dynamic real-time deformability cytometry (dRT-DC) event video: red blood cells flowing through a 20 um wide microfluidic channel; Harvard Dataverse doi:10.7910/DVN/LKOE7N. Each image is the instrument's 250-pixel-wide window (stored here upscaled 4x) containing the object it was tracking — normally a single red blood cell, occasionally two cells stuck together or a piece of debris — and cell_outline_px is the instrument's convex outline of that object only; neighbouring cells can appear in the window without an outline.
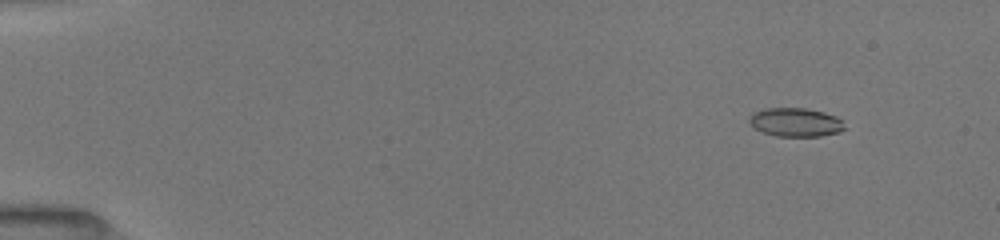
{"species": "common noctule bat (a hibernating species)", "species_latin": "Nyctalus noctula", "temperature_condition": "room temperature", "stored_images_in_passage": 13, "camera_frame_rate_fps": 3000, "um_per_image_px": 0.085, "animal": {"sex": "female", "body_mass_g": 19.5, "forearm_length_mm": 54.1}, "frame": {"image": 1, "passage_image": 4, "time_ms": 1.667, "image_size_px": [1000, 240], "cell_outline_px": [[844, 128], [840, 132], [820, 136], [776, 136], [764, 132], [756, 128], [748, 120], [748, 116], [752, 112], [764, 108], [804, 108], [824, 112], [836, 116], [840, 120]], "centroid_in_image_um": [67.59, 10.38], "position_along_channel_um": 17.4, "area_um2": 15.84}}
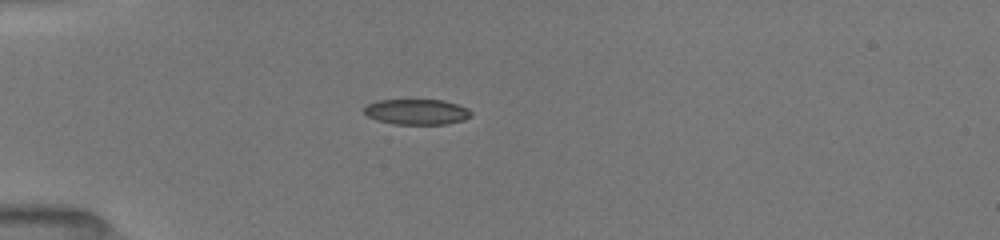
{"frame": {"image": 2, "passage_image": 10, "time_ms": 5.0, "image_size_px": [1000, 240], "cell_outline_px": [[472, 116], [464, 120], [444, 124], [392, 124], [376, 120], [368, 116], [364, 112], [364, 108], [368, 104], [376, 100], [444, 100], [468, 108], [472, 112]], "centroid_in_image_um": [35.43, 9.51], "position_along_channel_um": 49.6, "area_um2": 15.95}}
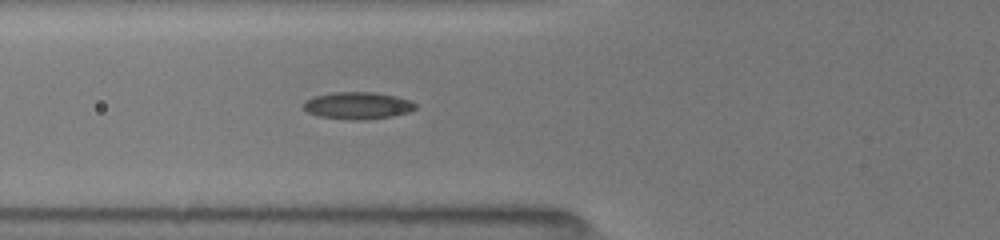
{"frame": {"image": 3, "passage_image": 13, "time_ms": 6.667, "image_size_px": [1000, 240], "cell_outline_px": [[416, 108], [408, 112], [392, 116], [360, 120], [352, 120], [320, 116], [308, 112], [304, 108], [304, 100], [312, 96], [332, 92], [376, 92], [396, 96], [408, 100], [416, 104]], "centroid_in_image_um": [30.38, 8.96], "position_along_channel_um": 95.4, "area_um2": 17.63}}